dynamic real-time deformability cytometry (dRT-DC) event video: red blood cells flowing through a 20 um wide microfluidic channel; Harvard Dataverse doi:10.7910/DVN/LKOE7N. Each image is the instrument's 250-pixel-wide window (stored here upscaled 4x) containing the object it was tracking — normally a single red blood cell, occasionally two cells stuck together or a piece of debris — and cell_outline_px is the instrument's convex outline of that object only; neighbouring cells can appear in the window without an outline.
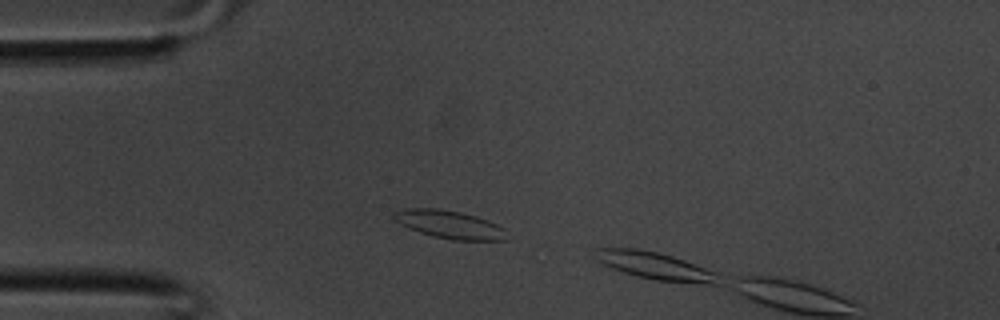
{"species": "common noctule bat (a hibernating species)", "species_latin": "Nyctalus noctula", "temperature_condition": "room temperature", "stored_images_in_passage": 4, "camera_frame_rate_fps": 3000, "um_per_image_px": 0.085, "animal": {"sex": "male", "body_mass_g": 20.1, "forearm_length_mm": 53.5}, "frame": {"image": 1, "passage_image": 3, "time_ms": 0.667, "image_size_px": [1000, 320], "cell_outline_px": [[508, 240], [452, 240], [432, 236], [408, 228], [392, 220], [392, 212], [404, 208], [436, 208], [460, 212], [476, 216], [488, 220], [504, 228]], "centroid_in_image_um": [38.16, 19.08], "position_along_channel_um": 46.8, "area_um2": 18.61}}